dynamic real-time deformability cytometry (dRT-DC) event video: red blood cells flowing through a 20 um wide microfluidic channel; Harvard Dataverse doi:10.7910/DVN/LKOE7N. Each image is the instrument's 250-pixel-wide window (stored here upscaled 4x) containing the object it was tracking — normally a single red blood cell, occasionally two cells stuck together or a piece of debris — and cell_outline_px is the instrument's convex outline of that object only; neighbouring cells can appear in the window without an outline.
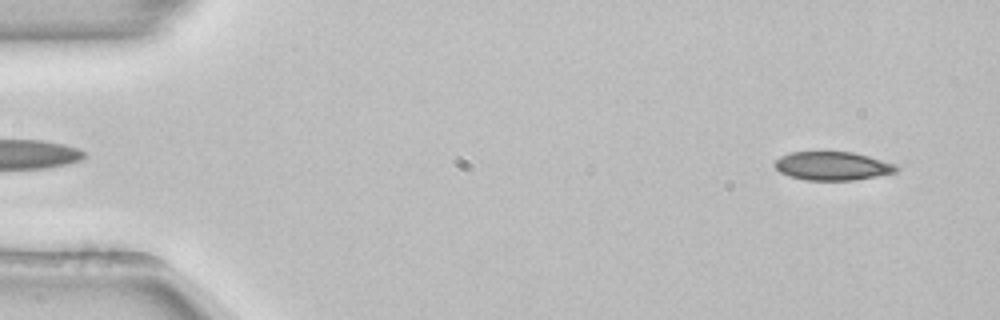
{"species": "common noctule bat (a hibernating species)", "species_latin": "Nyctalus noctula", "temperature_condition": "room temperature", "stored_images_in_passage": 52, "camera_frame_rate_fps": 3000, "um_per_image_px": 0.085, "animal": {"sex": "female", "body_mass_g": 22.7, "forearm_length_mm": 54.2}, "frame": {"image": 1, "passage_image": 3, "time_ms": 0.667, "image_size_px": [1000, 320], "cell_outline_px": [[900, 168], [896, 172], [876, 176], [852, 180], [804, 180], [780, 172], [776, 168], [776, 160], [780, 156], [792, 152], [852, 152], [868, 156], [896, 164]], "centroid_in_image_um": [70.79, 14.1], "position_along_channel_um": 14.2, "area_um2": 20.0}}
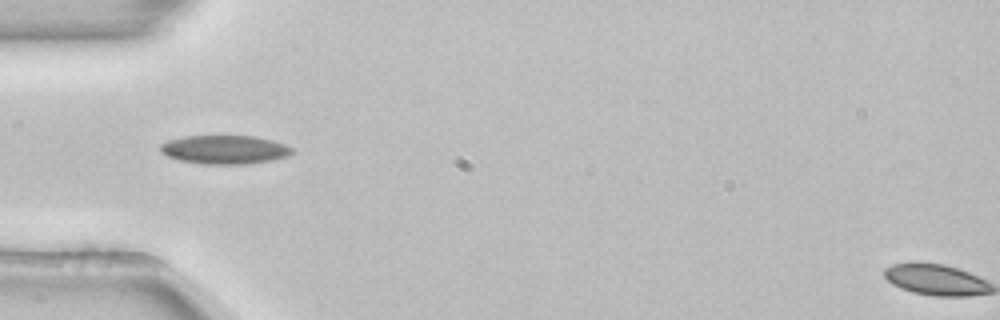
{"frame": {"image": 2, "passage_image": 16, "time_ms": 5.0, "image_size_px": [1000, 320], "cell_outline_px": [[292, 152], [288, 156], [272, 160], [244, 164], [204, 164], [180, 160], [168, 156], [160, 152], [160, 144], [168, 140], [184, 136], [256, 136], [272, 140], [284, 144], [292, 148]], "centroid_in_image_um": [19.08, 12.71], "position_along_channel_um": 65.9, "area_um2": 21.96}}
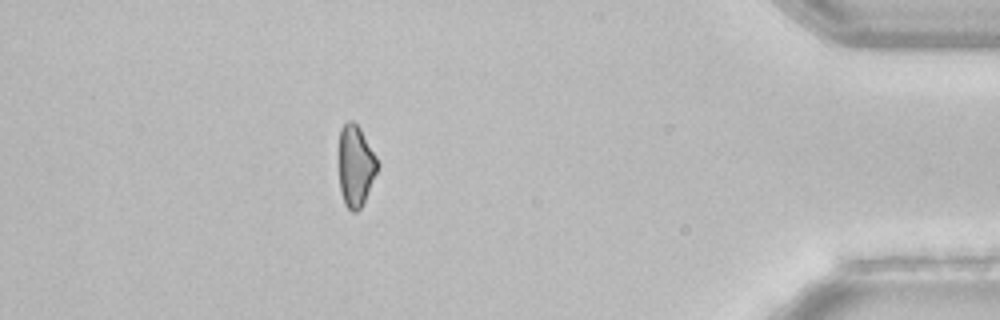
{"frame": {"image": 3, "passage_image": 46, "time_ms": 15.0, "image_size_px": [1000, 320], "cell_outline_px": [[380, 164], [364, 200], [360, 208], [356, 212], [352, 212], [344, 204], [340, 192], [340, 128], [348, 120], [352, 120], [360, 128], [376, 156]], "centroid_in_image_um": [30.23, 14.09], "position_along_channel_um": 405.0, "area_um2": 18.03}}